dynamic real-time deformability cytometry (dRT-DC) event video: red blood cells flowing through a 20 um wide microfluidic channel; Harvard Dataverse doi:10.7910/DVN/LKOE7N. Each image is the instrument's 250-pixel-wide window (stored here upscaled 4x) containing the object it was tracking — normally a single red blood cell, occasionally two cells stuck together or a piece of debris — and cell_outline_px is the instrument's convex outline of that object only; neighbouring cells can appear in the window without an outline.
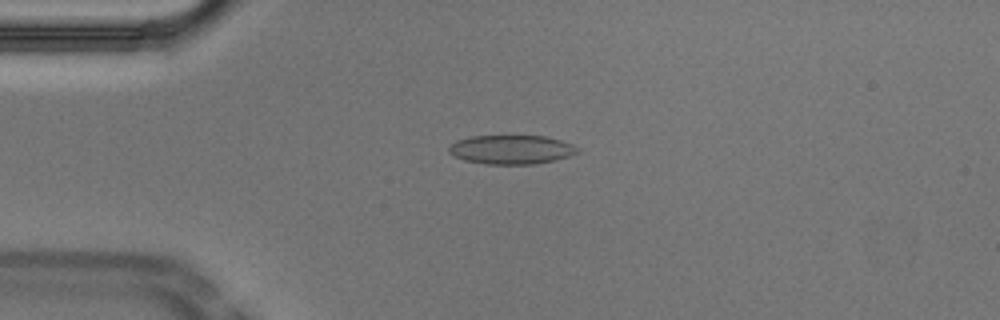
{"species": "Egyptian fruit bat (a non-hibernating species)", "species_latin": "Rousettus aegyptiacus", "temperature_condition": "cold", "stored_images_in_passage": 36, "camera_frame_rate_fps": 3000, "um_per_image_px": 0.085, "animal": {"sex": "male"}, "frame": {"image": 1, "passage_image": 2, "time_ms": 0.333, "image_size_px": [1000, 320], "cell_outline_px": [[580, 148], [576, 152], [568, 156], [556, 160], [536, 164], [484, 164], [464, 160], [448, 152], [448, 148], [456, 140], [472, 136], [548, 136], [572, 144]], "centroid_in_image_um": [43.47, 12.71], "position_along_channel_um": 41.5, "area_um2": 21.73}}
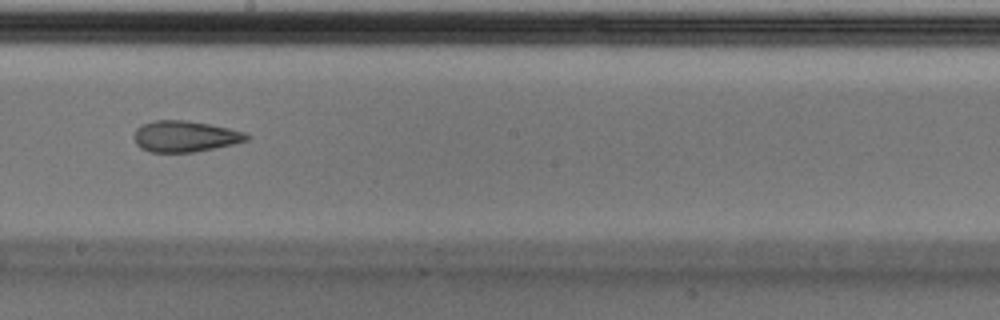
{"frame": {"image": 2, "passage_image": 19, "time_ms": 6.0, "image_size_px": [1000, 320], "cell_outline_px": [[252, 136], [248, 140], [232, 144], [192, 152], [148, 152], [140, 148], [136, 144], [132, 136], [136, 128], [140, 124], [156, 120], [184, 120], [208, 124], [228, 128], [244, 132]], "centroid_in_image_um": [15.66, 11.59], "position_along_channel_um": 232.5, "area_um2": 20.46}}
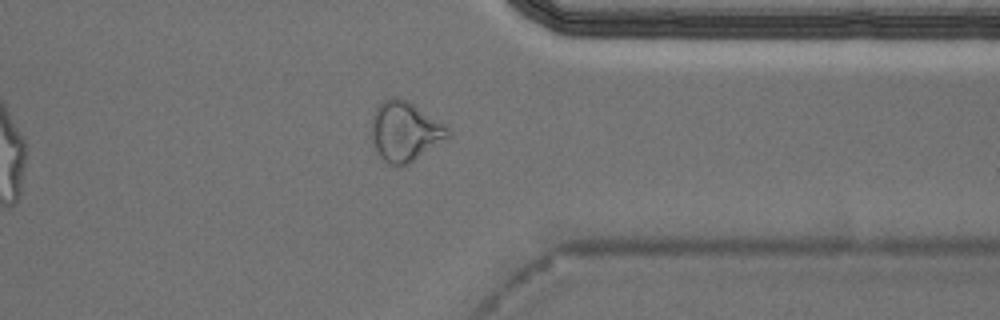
{"frame": {"image": 3, "passage_image": 31, "time_ms": 10.0, "image_size_px": [1000, 320], "cell_outline_px": [[452, 132], [448, 140], [408, 164], [400, 168], [396, 168], [384, 160], [376, 152], [372, 144], [372, 116], [376, 108], [384, 100], [392, 96], [396, 96], [412, 104], [444, 124]], "centroid_in_image_um": [34.43, 11.22], "position_along_channel_um": 377.0, "area_um2": 26.82}, "authors_computed_cell_mechanics": {"area_um2": 20.9525, "velocity_mm_per_s": 3.7358, "shape_relaxation_time_tau1_ms": null, "shape_relaxation_time_tau2_ms": 3.2039, "deformation_change_tau1": null, "deformation_change_tau2": 0.1002}}